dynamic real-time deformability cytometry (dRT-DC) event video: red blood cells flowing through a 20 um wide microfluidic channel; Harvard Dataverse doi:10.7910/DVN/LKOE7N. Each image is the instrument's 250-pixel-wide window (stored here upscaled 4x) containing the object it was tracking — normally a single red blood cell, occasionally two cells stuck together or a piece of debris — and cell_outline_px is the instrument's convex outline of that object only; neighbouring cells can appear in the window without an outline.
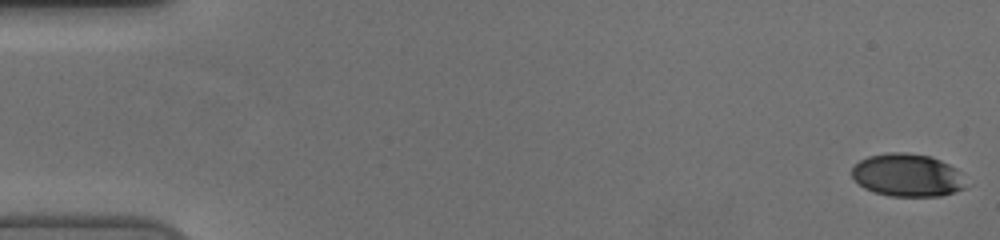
{"species": "human", "species_latin": "Homo sapiens", "temperature_condition": "cold", "stored_images_in_passage": 56, "camera_frame_rate_fps": 3000, "um_per_image_px": 0.085, "donor": {"sex": "female"}, "frame": {"image": 1, "passage_image": 1, "time_ms": 0.0, "image_size_px": [1000, 240], "cell_outline_px": [[964, 188], [940, 196], [888, 196], [864, 188], [852, 176], [852, 168], [860, 160], [868, 156], [888, 152], [908, 152], [932, 156], [956, 168]], "centroid_in_image_um": [77.07, 14.87], "position_along_channel_um": 7.9, "area_um2": 28.09}}
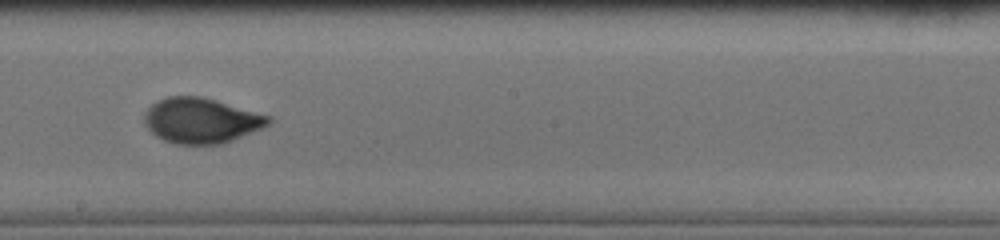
{"frame": {"image": 2, "passage_image": 32, "time_ms": 10.333, "image_size_px": [1000, 240], "cell_outline_px": [[272, 120], [268, 124], [260, 128], [232, 140], [220, 144], [176, 144], [164, 140], [156, 136], [144, 124], [144, 112], [156, 100], [168, 96], [200, 96], [216, 100], [272, 116]], "centroid_in_image_um": [17.07, 10.23], "position_along_channel_um": 231.1, "area_um2": 32.66}}
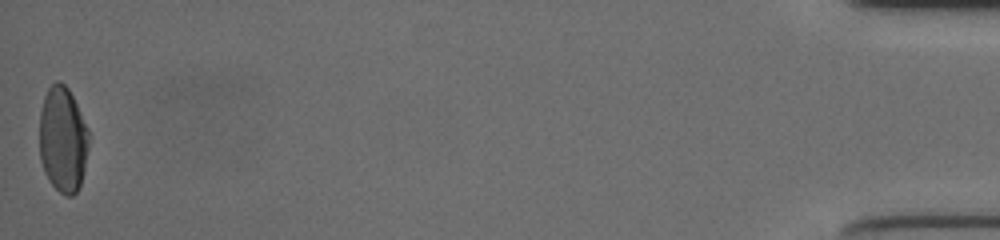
{"frame": {"image": 3, "passage_image": 56, "time_ms": 18.333, "image_size_px": [1000, 240], "cell_outline_px": [[88, 148], [84, 168], [80, 184], [76, 192], [72, 196], [64, 196], [48, 180], [44, 172], [40, 160], [40, 112], [44, 96], [48, 88], [56, 80], [60, 80], [68, 88], [88, 128]], "centroid_in_image_um": [5.32, 11.85], "position_along_channel_um": 429.9, "area_um2": 30.35}, "authors_computed_cell_mechanics": {"area_um2": 30.6918, "velocity_mm_per_s": 3.7184, "shape_relaxation_time_tau1_ms": 3.2402, "shape_relaxation_time_tau2_ms": null, "deformation_change_tau1": 0.1635, "deformation_change_tau2": null}}